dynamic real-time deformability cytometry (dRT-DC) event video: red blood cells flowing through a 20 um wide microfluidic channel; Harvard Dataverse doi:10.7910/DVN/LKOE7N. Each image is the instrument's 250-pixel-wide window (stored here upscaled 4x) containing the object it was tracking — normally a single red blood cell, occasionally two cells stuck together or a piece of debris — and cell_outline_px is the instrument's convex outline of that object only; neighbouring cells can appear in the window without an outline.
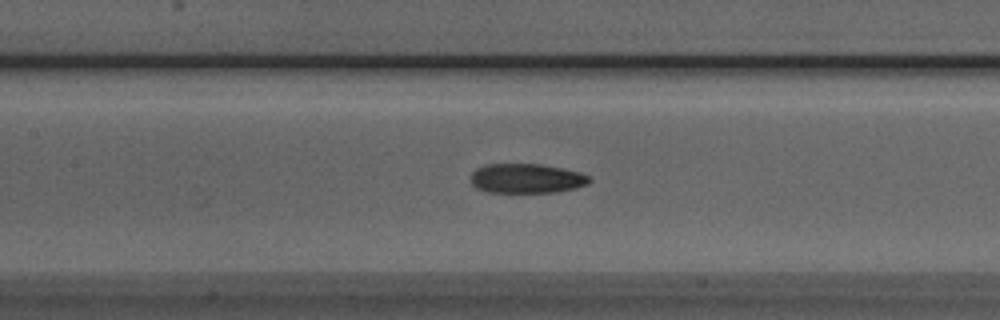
{"species": "Egyptian fruit bat (a non-hibernating species)", "species_latin": "Rousettus aegyptiacus", "temperature_condition": "room temperature", "stored_images_in_passage": 41, "camera_frame_rate_fps": 3000, "um_per_image_px": 0.085, "animal": {"sex": "male"}, "frame": {"image": 1, "passage_image": 23, "time_ms": 7.333, "image_size_px": [1000, 320], "cell_outline_px": [[592, 180], [588, 184], [576, 188], [556, 192], [488, 192], [476, 188], [472, 184], [472, 172], [476, 168], [484, 164], [540, 164], [564, 168], [580, 172], [592, 176]], "centroid_in_image_um": [44.8, 15.16], "position_along_channel_um": 162.6, "area_um2": 20.63}}
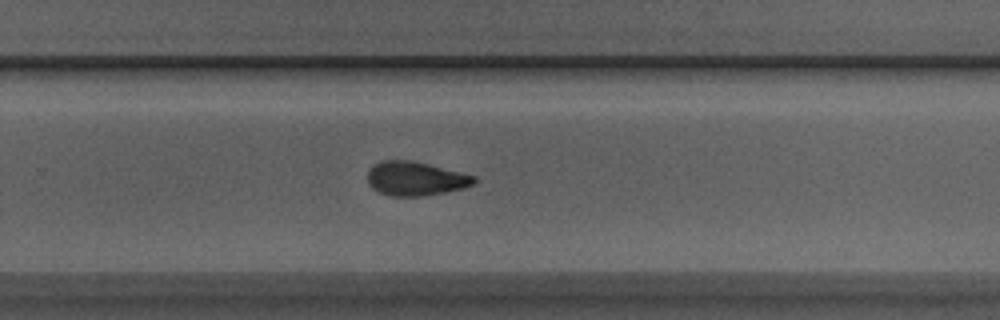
{"frame": {"image": 2, "passage_image": 33, "time_ms": 10.667, "image_size_px": [1000, 320], "cell_outline_px": [[476, 184], [464, 188], [444, 192], [420, 196], [392, 196], [380, 192], [372, 188], [368, 184], [368, 168], [372, 164], [380, 160], [408, 160], [428, 164], [476, 176]], "centroid_in_image_um": [35.29, 15.17], "position_along_channel_um": 294.5, "area_um2": 21.15}}
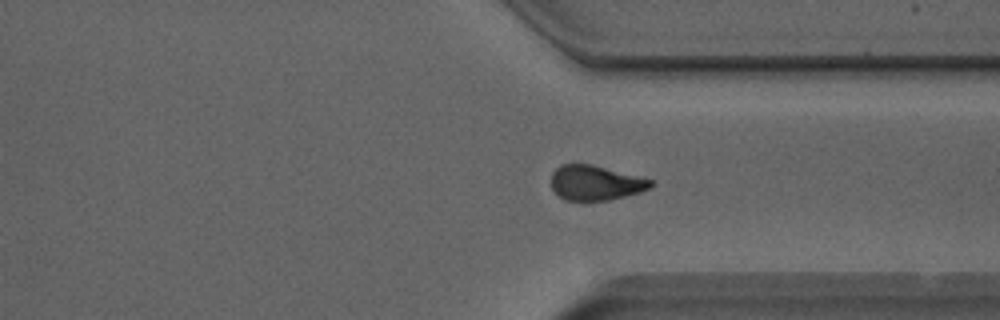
{"frame": {"image": 3, "passage_image": 38, "time_ms": 12.333, "image_size_px": [1000, 320], "cell_outline_px": [[652, 184], [648, 188], [640, 192], [608, 200], [564, 200], [552, 188], [552, 172], [560, 164], [592, 164], [652, 180]], "centroid_in_image_um": [50.58, 15.53], "position_along_channel_um": 360.8, "area_um2": 19.88}}